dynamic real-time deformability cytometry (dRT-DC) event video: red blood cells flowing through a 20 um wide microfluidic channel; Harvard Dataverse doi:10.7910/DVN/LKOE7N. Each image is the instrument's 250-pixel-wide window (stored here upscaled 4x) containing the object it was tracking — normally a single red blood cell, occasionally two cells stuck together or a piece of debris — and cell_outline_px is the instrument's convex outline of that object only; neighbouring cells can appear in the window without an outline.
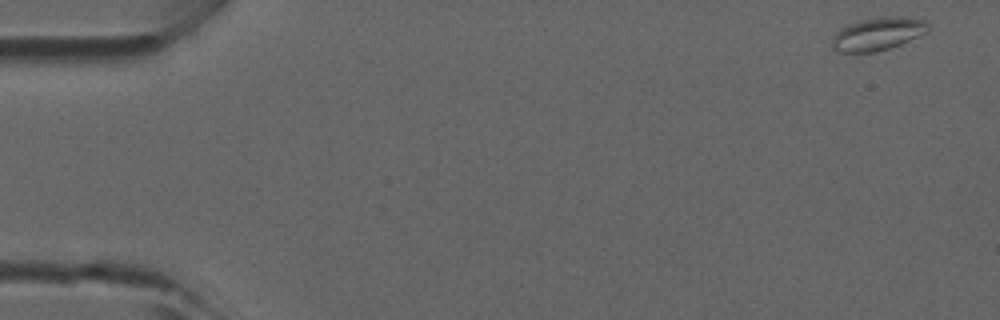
{"species": "common noctule bat (a hibernating species)", "species_latin": "Nyctalus noctula", "temperature_condition": "room temperature", "stored_images_in_passage": 6, "camera_frame_rate_fps": 3000, "um_per_image_px": 0.085, "animal": {"sex": "male", "forearm_length_mm": 52.5}, "frame": {"image": 1, "passage_image": 1, "time_ms": 0.0, "image_size_px": [1000, 320], "cell_outline_px": [[932, 24], [928, 32], [900, 44], [876, 52], [836, 52], [832, 48], [832, 36], [840, 28], [848, 24], [864, 20], [884, 16], [904, 16], [924, 20]], "centroid_in_image_um": [74.64, 2.87], "position_along_channel_um": 10.4, "area_um2": 18.61}}
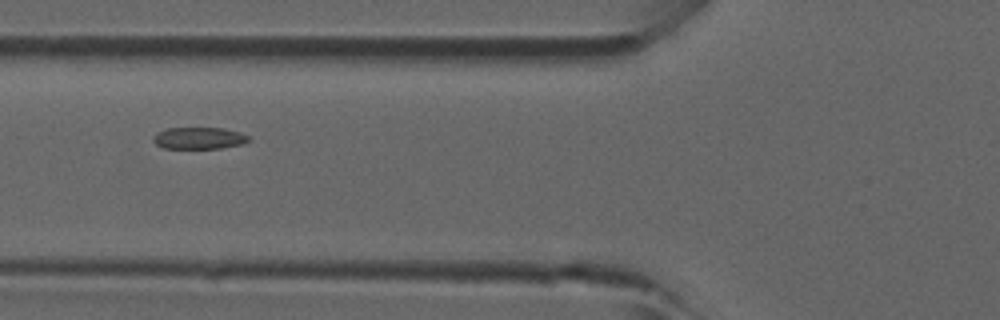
{"frame": {"image": 2, "passage_image": 5, "time_ms": 1.333, "image_size_px": [1000, 320], "cell_outline_px": [[248, 140], [240, 144], [220, 148], [164, 148], [156, 144], [152, 140], [152, 136], [156, 132], [168, 128], [224, 128], [240, 132], [248, 136]], "centroid_in_image_um": [16.85, 11.73], "position_along_channel_um": 108.9, "area_um2": 12.02}}
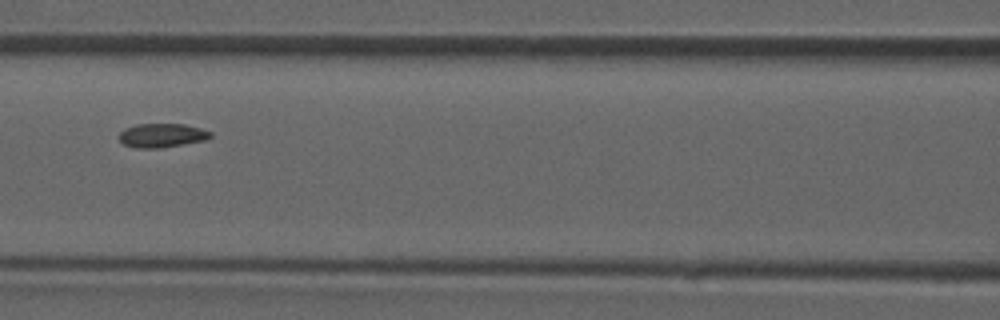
{"frame": {"image": 3, "passage_image": 6, "time_ms": 1.667, "image_size_px": [1000, 320], "cell_outline_px": [[212, 136], [204, 140], [160, 148], [136, 148], [124, 144], [120, 140], [120, 132], [124, 128], [136, 124], [184, 124], [200, 128], [212, 132]], "centroid_in_image_um": [13.75, 11.5], "position_along_channel_um": 152.8, "area_um2": 12.66}}